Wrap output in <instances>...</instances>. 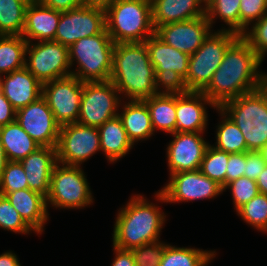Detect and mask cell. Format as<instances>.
Segmentation results:
<instances>
[{"label": "cell", "mask_w": 267, "mask_h": 266, "mask_svg": "<svg viewBox=\"0 0 267 266\" xmlns=\"http://www.w3.org/2000/svg\"><path fill=\"white\" fill-rule=\"evenodd\" d=\"M151 4L154 29L205 16V0H151Z\"/></svg>", "instance_id": "603a6c76"}, {"label": "cell", "mask_w": 267, "mask_h": 266, "mask_svg": "<svg viewBox=\"0 0 267 266\" xmlns=\"http://www.w3.org/2000/svg\"><path fill=\"white\" fill-rule=\"evenodd\" d=\"M61 11L44 6L39 0H31L25 17L22 37L31 43L32 40L53 41L60 20Z\"/></svg>", "instance_id": "7402d4cb"}, {"label": "cell", "mask_w": 267, "mask_h": 266, "mask_svg": "<svg viewBox=\"0 0 267 266\" xmlns=\"http://www.w3.org/2000/svg\"><path fill=\"white\" fill-rule=\"evenodd\" d=\"M6 198L34 232L41 234L44 231L48 219L45 196L27 188L8 193Z\"/></svg>", "instance_id": "cb8c5ba5"}, {"label": "cell", "mask_w": 267, "mask_h": 266, "mask_svg": "<svg viewBox=\"0 0 267 266\" xmlns=\"http://www.w3.org/2000/svg\"><path fill=\"white\" fill-rule=\"evenodd\" d=\"M217 109L223 118L217 127L214 147L229 154L247 152V144L241 130L220 108Z\"/></svg>", "instance_id": "1f68e13d"}, {"label": "cell", "mask_w": 267, "mask_h": 266, "mask_svg": "<svg viewBox=\"0 0 267 266\" xmlns=\"http://www.w3.org/2000/svg\"><path fill=\"white\" fill-rule=\"evenodd\" d=\"M145 42L159 82L166 88H176L186 78L190 55L167 45L155 34Z\"/></svg>", "instance_id": "9a60e30c"}, {"label": "cell", "mask_w": 267, "mask_h": 266, "mask_svg": "<svg viewBox=\"0 0 267 266\" xmlns=\"http://www.w3.org/2000/svg\"><path fill=\"white\" fill-rule=\"evenodd\" d=\"M110 81L131 100H144L165 88L155 75L146 42L115 44Z\"/></svg>", "instance_id": "7a4b0ae2"}, {"label": "cell", "mask_w": 267, "mask_h": 266, "mask_svg": "<svg viewBox=\"0 0 267 266\" xmlns=\"http://www.w3.org/2000/svg\"><path fill=\"white\" fill-rule=\"evenodd\" d=\"M20 163L25 171L29 189L46 197L53 169L58 163L56 147L40 146Z\"/></svg>", "instance_id": "ffe728a7"}, {"label": "cell", "mask_w": 267, "mask_h": 266, "mask_svg": "<svg viewBox=\"0 0 267 266\" xmlns=\"http://www.w3.org/2000/svg\"><path fill=\"white\" fill-rule=\"evenodd\" d=\"M256 183L259 192L267 195V166H265L263 171L259 174Z\"/></svg>", "instance_id": "681fc988"}, {"label": "cell", "mask_w": 267, "mask_h": 266, "mask_svg": "<svg viewBox=\"0 0 267 266\" xmlns=\"http://www.w3.org/2000/svg\"><path fill=\"white\" fill-rule=\"evenodd\" d=\"M43 84L26 68L15 70L2 79L1 93L17 111L42 96Z\"/></svg>", "instance_id": "44dd1931"}, {"label": "cell", "mask_w": 267, "mask_h": 266, "mask_svg": "<svg viewBox=\"0 0 267 266\" xmlns=\"http://www.w3.org/2000/svg\"><path fill=\"white\" fill-rule=\"evenodd\" d=\"M251 28L241 36L249 43L256 54L264 60L267 53V14L253 23Z\"/></svg>", "instance_id": "ab89813d"}, {"label": "cell", "mask_w": 267, "mask_h": 266, "mask_svg": "<svg viewBox=\"0 0 267 266\" xmlns=\"http://www.w3.org/2000/svg\"><path fill=\"white\" fill-rule=\"evenodd\" d=\"M211 24L206 15L186 21L161 25L155 35L175 49L192 55L211 33Z\"/></svg>", "instance_id": "e0dca14e"}, {"label": "cell", "mask_w": 267, "mask_h": 266, "mask_svg": "<svg viewBox=\"0 0 267 266\" xmlns=\"http://www.w3.org/2000/svg\"><path fill=\"white\" fill-rule=\"evenodd\" d=\"M149 202L136 195L120 209L113 230V247L130 250L159 241L166 215Z\"/></svg>", "instance_id": "3957f363"}, {"label": "cell", "mask_w": 267, "mask_h": 266, "mask_svg": "<svg viewBox=\"0 0 267 266\" xmlns=\"http://www.w3.org/2000/svg\"><path fill=\"white\" fill-rule=\"evenodd\" d=\"M8 162L9 160L7 156L5 155L4 147H3L1 137H0V180L3 176V172Z\"/></svg>", "instance_id": "f907efd6"}, {"label": "cell", "mask_w": 267, "mask_h": 266, "mask_svg": "<svg viewBox=\"0 0 267 266\" xmlns=\"http://www.w3.org/2000/svg\"><path fill=\"white\" fill-rule=\"evenodd\" d=\"M101 151L109 162H115L125 156L134 144L129 139L121 119L116 116L98 127Z\"/></svg>", "instance_id": "4316f807"}, {"label": "cell", "mask_w": 267, "mask_h": 266, "mask_svg": "<svg viewBox=\"0 0 267 266\" xmlns=\"http://www.w3.org/2000/svg\"><path fill=\"white\" fill-rule=\"evenodd\" d=\"M206 104L216 108L202 92L176 88V132H204L208 121Z\"/></svg>", "instance_id": "d6986e66"}, {"label": "cell", "mask_w": 267, "mask_h": 266, "mask_svg": "<svg viewBox=\"0 0 267 266\" xmlns=\"http://www.w3.org/2000/svg\"><path fill=\"white\" fill-rule=\"evenodd\" d=\"M236 212L252 227L267 232V195L259 192Z\"/></svg>", "instance_id": "e575fe53"}, {"label": "cell", "mask_w": 267, "mask_h": 266, "mask_svg": "<svg viewBox=\"0 0 267 266\" xmlns=\"http://www.w3.org/2000/svg\"><path fill=\"white\" fill-rule=\"evenodd\" d=\"M240 35L228 31L212 32L189 58L186 78L176 87L183 91L202 92L210 83L214 72L223 61L228 47Z\"/></svg>", "instance_id": "52a82bcc"}, {"label": "cell", "mask_w": 267, "mask_h": 266, "mask_svg": "<svg viewBox=\"0 0 267 266\" xmlns=\"http://www.w3.org/2000/svg\"><path fill=\"white\" fill-rule=\"evenodd\" d=\"M1 84H2V78H1V74H0V91H1Z\"/></svg>", "instance_id": "f5cc1de1"}, {"label": "cell", "mask_w": 267, "mask_h": 266, "mask_svg": "<svg viewBox=\"0 0 267 266\" xmlns=\"http://www.w3.org/2000/svg\"><path fill=\"white\" fill-rule=\"evenodd\" d=\"M158 94L142 100L150 113L154 131L176 132V88H163Z\"/></svg>", "instance_id": "d4e9b609"}, {"label": "cell", "mask_w": 267, "mask_h": 266, "mask_svg": "<svg viewBox=\"0 0 267 266\" xmlns=\"http://www.w3.org/2000/svg\"><path fill=\"white\" fill-rule=\"evenodd\" d=\"M100 150V135L97 127L78 122L61 126L56 147L59 164L80 166Z\"/></svg>", "instance_id": "8fae6325"}, {"label": "cell", "mask_w": 267, "mask_h": 266, "mask_svg": "<svg viewBox=\"0 0 267 266\" xmlns=\"http://www.w3.org/2000/svg\"><path fill=\"white\" fill-rule=\"evenodd\" d=\"M27 55L29 59H25V67L42 84L71 75L68 47L59 42L28 43Z\"/></svg>", "instance_id": "30bf717a"}, {"label": "cell", "mask_w": 267, "mask_h": 266, "mask_svg": "<svg viewBox=\"0 0 267 266\" xmlns=\"http://www.w3.org/2000/svg\"><path fill=\"white\" fill-rule=\"evenodd\" d=\"M105 12L106 30L115 44L145 42L155 34L151 0H114Z\"/></svg>", "instance_id": "5b68a950"}, {"label": "cell", "mask_w": 267, "mask_h": 266, "mask_svg": "<svg viewBox=\"0 0 267 266\" xmlns=\"http://www.w3.org/2000/svg\"><path fill=\"white\" fill-rule=\"evenodd\" d=\"M228 159L229 153L209 144L199 170L211 180L216 181L224 189Z\"/></svg>", "instance_id": "836d02e7"}, {"label": "cell", "mask_w": 267, "mask_h": 266, "mask_svg": "<svg viewBox=\"0 0 267 266\" xmlns=\"http://www.w3.org/2000/svg\"><path fill=\"white\" fill-rule=\"evenodd\" d=\"M106 29V12L99 8L81 6L61 12L53 41L70 47L76 41L98 35Z\"/></svg>", "instance_id": "5bb4252c"}, {"label": "cell", "mask_w": 267, "mask_h": 266, "mask_svg": "<svg viewBox=\"0 0 267 266\" xmlns=\"http://www.w3.org/2000/svg\"><path fill=\"white\" fill-rule=\"evenodd\" d=\"M44 6L61 12L81 7L83 0H39Z\"/></svg>", "instance_id": "f6af8a7d"}, {"label": "cell", "mask_w": 267, "mask_h": 266, "mask_svg": "<svg viewBox=\"0 0 267 266\" xmlns=\"http://www.w3.org/2000/svg\"><path fill=\"white\" fill-rule=\"evenodd\" d=\"M0 266H21L15 253L7 251L0 255Z\"/></svg>", "instance_id": "7dc6e473"}, {"label": "cell", "mask_w": 267, "mask_h": 266, "mask_svg": "<svg viewBox=\"0 0 267 266\" xmlns=\"http://www.w3.org/2000/svg\"><path fill=\"white\" fill-rule=\"evenodd\" d=\"M227 188L231 190L236 211L259 193L256 181L245 176L228 183L223 191Z\"/></svg>", "instance_id": "74e56055"}, {"label": "cell", "mask_w": 267, "mask_h": 266, "mask_svg": "<svg viewBox=\"0 0 267 266\" xmlns=\"http://www.w3.org/2000/svg\"><path fill=\"white\" fill-rule=\"evenodd\" d=\"M115 43L105 29L98 35L84 37L68 48L70 66L77 61V71H71L82 82L109 81L113 67Z\"/></svg>", "instance_id": "8992f818"}, {"label": "cell", "mask_w": 267, "mask_h": 266, "mask_svg": "<svg viewBox=\"0 0 267 266\" xmlns=\"http://www.w3.org/2000/svg\"><path fill=\"white\" fill-rule=\"evenodd\" d=\"M30 1L0 0V35H22Z\"/></svg>", "instance_id": "f546056e"}, {"label": "cell", "mask_w": 267, "mask_h": 266, "mask_svg": "<svg viewBox=\"0 0 267 266\" xmlns=\"http://www.w3.org/2000/svg\"><path fill=\"white\" fill-rule=\"evenodd\" d=\"M119 91L109 81L83 82V94L77 122L91 127H100L104 122L118 116L121 105Z\"/></svg>", "instance_id": "9c48e42d"}, {"label": "cell", "mask_w": 267, "mask_h": 266, "mask_svg": "<svg viewBox=\"0 0 267 266\" xmlns=\"http://www.w3.org/2000/svg\"><path fill=\"white\" fill-rule=\"evenodd\" d=\"M240 1L241 0H205V15L209 23H214L218 15L229 27L228 30L240 35Z\"/></svg>", "instance_id": "d6a6232c"}, {"label": "cell", "mask_w": 267, "mask_h": 266, "mask_svg": "<svg viewBox=\"0 0 267 266\" xmlns=\"http://www.w3.org/2000/svg\"><path fill=\"white\" fill-rule=\"evenodd\" d=\"M246 164V152L229 154L226 168L225 186L242 176H244Z\"/></svg>", "instance_id": "b9f144b4"}, {"label": "cell", "mask_w": 267, "mask_h": 266, "mask_svg": "<svg viewBox=\"0 0 267 266\" xmlns=\"http://www.w3.org/2000/svg\"><path fill=\"white\" fill-rule=\"evenodd\" d=\"M240 35L248 30L249 24L257 22L267 14V0L240 1Z\"/></svg>", "instance_id": "60d3db41"}, {"label": "cell", "mask_w": 267, "mask_h": 266, "mask_svg": "<svg viewBox=\"0 0 267 266\" xmlns=\"http://www.w3.org/2000/svg\"><path fill=\"white\" fill-rule=\"evenodd\" d=\"M170 176L168 184L156 193L155 197L160 202L212 199L223 192L221 185L205 176L200 170L182 171Z\"/></svg>", "instance_id": "7c38bea8"}, {"label": "cell", "mask_w": 267, "mask_h": 266, "mask_svg": "<svg viewBox=\"0 0 267 266\" xmlns=\"http://www.w3.org/2000/svg\"><path fill=\"white\" fill-rule=\"evenodd\" d=\"M124 104L118 117L132 143L152 136L155 131L147 105L142 100H129Z\"/></svg>", "instance_id": "484cf974"}, {"label": "cell", "mask_w": 267, "mask_h": 266, "mask_svg": "<svg viewBox=\"0 0 267 266\" xmlns=\"http://www.w3.org/2000/svg\"><path fill=\"white\" fill-rule=\"evenodd\" d=\"M0 228L14 233L29 234L34 231L11 205L6 196L0 194Z\"/></svg>", "instance_id": "8d00e7d4"}, {"label": "cell", "mask_w": 267, "mask_h": 266, "mask_svg": "<svg viewBox=\"0 0 267 266\" xmlns=\"http://www.w3.org/2000/svg\"><path fill=\"white\" fill-rule=\"evenodd\" d=\"M265 166L266 163L259 151L246 152L245 177L256 181Z\"/></svg>", "instance_id": "7bdbcfd3"}, {"label": "cell", "mask_w": 267, "mask_h": 266, "mask_svg": "<svg viewBox=\"0 0 267 266\" xmlns=\"http://www.w3.org/2000/svg\"><path fill=\"white\" fill-rule=\"evenodd\" d=\"M166 246L167 244L156 241L130 249L135 266H159Z\"/></svg>", "instance_id": "f35d334b"}, {"label": "cell", "mask_w": 267, "mask_h": 266, "mask_svg": "<svg viewBox=\"0 0 267 266\" xmlns=\"http://www.w3.org/2000/svg\"><path fill=\"white\" fill-rule=\"evenodd\" d=\"M114 0H83V6L106 10Z\"/></svg>", "instance_id": "c3c4849f"}, {"label": "cell", "mask_w": 267, "mask_h": 266, "mask_svg": "<svg viewBox=\"0 0 267 266\" xmlns=\"http://www.w3.org/2000/svg\"><path fill=\"white\" fill-rule=\"evenodd\" d=\"M27 44L22 36L0 35V74L25 67Z\"/></svg>", "instance_id": "f1b7e54d"}, {"label": "cell", "mask_w": 267, "mask_h": 266, "mask_svg": "<svg viewBox=\"0 0 267 266\" xmlns=\"http://www.w3.org/2000/svg\"><path fill=\"white\" fill-rule=\"evenodd\" d=\"M203 132H175L167 147L170 174L199 170L209 143L201 136ZM201 134V135H200Z\"/></svg>", "instance_id": "ac0fdd59"}, {"label": "cell", "mask_w": 267, "mask_h": 266, "mask_svg": "<svg viewBox=\"0 0 267 266\" xmlns=\"http://www.w3.org/2000/svg\"><path fill=\"white\" fill-rule=\"evenodd\" d=\"M16 120V110L0 92V127Z\"/></svg>", "instance_id": "ee69618b"}, {"label": "cell", "mask_w": 267, "mask_h": 266, "mask_svg": "<svg viewBox=\"0 0 267 266\" xmlns=\"http://www.w3.org/2000/svg\"><path fill=\"white\" fill-rule=\"evenodd\" d=\"M115 251V259L111 266H135L134 258L130 250L113 248Z\"/></svg>", "instance_id": "bcb514c9"}, {"label": "cell", "mask_w": 267, "mask_h": 266, "mask_svg": "<svg viewBox=\"0 0 267 266\" xmlns=\"http://www.w3.org/2000/svg\"><path fill=\"white\" fill-rule=\"evenodd\" d=\"M262 59L240 35L225 52L209 85L202 91L216 108L267 83L259 70Z\"/></svg>", "instance_id": "6da1fadb"}, {"label": "cell", "mask_w": 267, "mask_h": 266, "mask_svg": "<svg viewBox=\"0 0 267 266\" xmlns=\"http://www.w3.org/2000/svg\"><path fill=\"white\" fill-rule=\"evenodd\" d=\"M266 163L267 166V145L265 147H263L260 151H259Z\"/></svg>", "instance_id": "816d5d0a"}, {"label": "cell", "mask_w": 267, "mask_h": 266, "mask_svg": "<svg viewBox=\"0 0 267 266\" xmlns=\"http://www.w3.org/2000/svg\"><path fill=\"white\" fill-rule=\"evenodd\" d=\"M215 251L168 245L159 266H206L215 257Z\"/></svg>", "instance_id": "4dcf8cb0"}, {"label": "cell", "mask_w": 267, "mask_h": 266, "mask_svg": "<svg viewBox=\"0 0 267 266\" xmlns=\"http://www.w3.org/2000/svg\"><path fill=\"white\" fill-rule=\"evenodd\" d=\"M27 188L28 182L22 164L19 161H9L0 180V194L6 196L8 193Z\"/></svg>", "instance_id": "d590c367"}, {"label": "cell", "mask_w": 267, "mask_h": 266, "mask_svg": "<svg viewBox=\"0 0 267 266\" xmlns=\"http://www.w3.org/2000/svg\"><path fill=\"white\" fill-rule=\"evenodd\" d=\"M220 109L241 130L247 151H260L267 145V83L227 101Z\"/></svg>", "instance_id": "277c9868"}, {"label": "cell", "mask_w": 267, "mask_h": 266, "mask_svg": "<svg viewBox=\"0 0 267 266\" xmlns=\"http://www.w3.org/2000/svg\"><path fill=\"white\" fill-rule=\"evenodd\" d=\"M57 163L53 169L46 205L78 209L93 203L92 193L80 166Z\"/></svg>", "instance_id": "ba28073f"}, {"label": "cell", "mask_w": 267, "mask_h": 266, "mask_svg": "<svg viewBox=\"0 0 267 266\" xmlns=\"http://www.w3.org/2000/svg\"><path fill=\"white\" fill-rule=\"evenodd\" d=\"M0 137L9 161H21L40 145L15 120L0 127Z\"/></svg>", "instance_id": "83f0119b"}, {"label": "cell", "mask_w": 267, "mask_h": 266, "mask_svg": "<svg viewBox=\"0 0 267 266\" xmlns=\"http://www.w3.org/2000/svg\"><path fill=\"white\" fill-rule=\"evenodd\" d=\"M83 82L73 75L43 83L46 100L60 126L75 123L80 112Z\"/></svg>", "instance_id": "4fadbf2b"}, {"label": "cell", "mask_w": 267, "mask_h": 266, "mask_svg": "<svg viewBox=\"0 0 267 266\" xmlns=\"http://www.w3.org/2000/svg\"><path fill=\"white\" fill-rule=\"evenodd\" d=\"M16 121L40 146L57 147L61 126L42 96L17 110Z\"/></svg>", "instance_id": "2e32d148"}]
</instances>
